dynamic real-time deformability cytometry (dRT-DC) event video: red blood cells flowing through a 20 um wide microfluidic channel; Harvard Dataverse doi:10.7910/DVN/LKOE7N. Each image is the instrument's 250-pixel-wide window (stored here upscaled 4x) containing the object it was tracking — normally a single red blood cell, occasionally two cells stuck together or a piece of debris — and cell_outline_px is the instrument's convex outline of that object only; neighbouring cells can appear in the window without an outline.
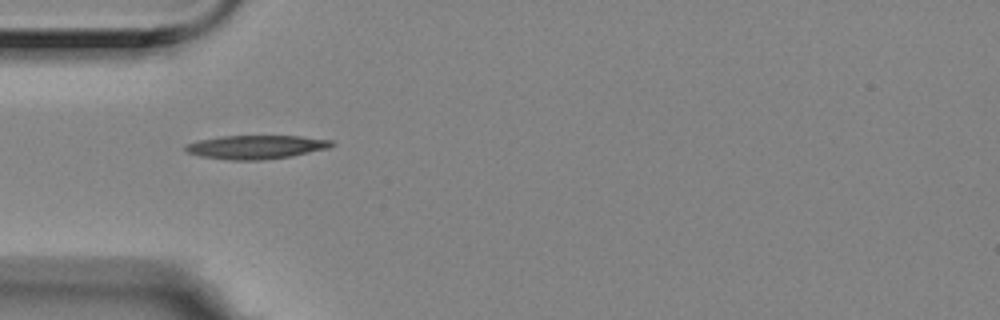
{"species": "Egyptian fruit bat (a non-hibernating species)", "species_latin": "Rousettus aegyptiacus", "temperature_condition": "room temperature", "stored_images_in_passage": 2, "camera_frame_rate_fps": 3000, "um_per_image_px": 0.085, "animal": {"sex": "female"}, "frame": {"image": 1, "passage_image": 1, "time_ms": 0.0, "image_size_px": [1000, 320], "cell_outline_px": [[336, 144], [332, 148], [292, 156], [260, 160], [228, 160], [200, 156], [188, 152], [184, 148], [184, 144], [196, 140], [220, 136], [300, 136], [332, 140]], "centroid_in_image_um": [21.78, 12.49], "position_along_channel_um": 63.2, "area_um2": 20.46}}
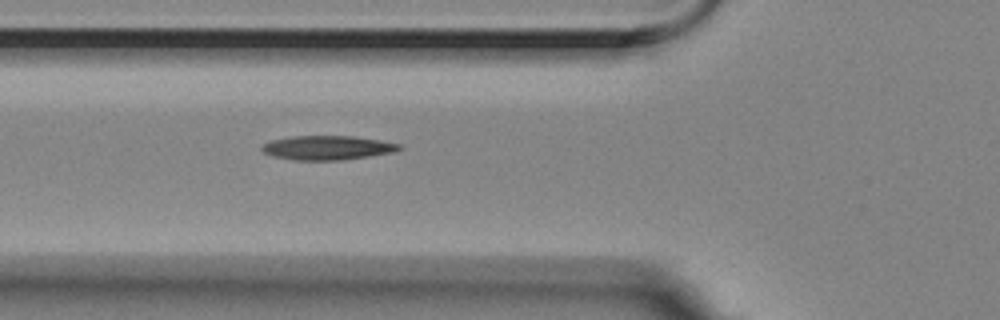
{"frame": {"image": 2, "passage_image": 2, "time_ms": 0.333, "image_size_px": [1000, 320], "cell_outline_px": [[404, 148], [392, 152], [368, 156], [340, 160], [292, 160], [272, 156], [264, 152], [260, 148], [260, 144], [272, 140], [292, 136], [352, 136], [380, 140], [400, 144]], "centroid_in_image_um": [27.79, 12.55], "position_along_channel_um": 98.0, "area_um2": 19.36}}